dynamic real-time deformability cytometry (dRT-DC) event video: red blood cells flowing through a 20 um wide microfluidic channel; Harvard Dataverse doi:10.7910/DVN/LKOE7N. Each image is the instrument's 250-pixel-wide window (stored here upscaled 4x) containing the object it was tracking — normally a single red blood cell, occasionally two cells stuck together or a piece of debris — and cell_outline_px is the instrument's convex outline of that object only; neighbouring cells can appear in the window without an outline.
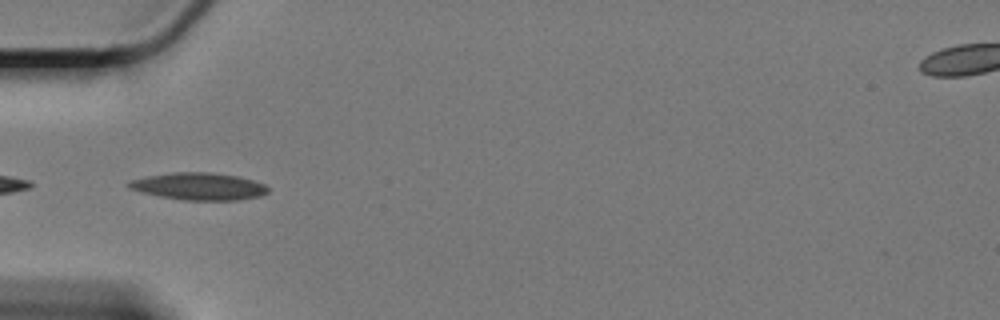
{"species": "Egyptian fruit bat (a non-hibernating species)", "species_latin": "Rousettus aegyptiacus", "temperature_condition": "cold", "stored_images_in_passage": 6, "camera_frame_rate_fps": 3000, "um_per_image_px": 0.085, "animal": {"sex": "female"}, "frame": {"image": 1, "passage_image": 1, "time_ms": 0.0, "image_size_px": [1000, 320], "cell_outline_px": [[268, 192], [260, 196], [236, 200], [184, 200], [160, 196], [140, 192], [128, 188], [128, 184], [132, 180], [148, 176], [176, 172], [208, 172], [236, 176], [252, 180], [264, 184], [268, 188]], "centroid_in_image_um": [16.91, 15.84], "position_along_channel_um": 68.1, "area_um2": 21.79}}